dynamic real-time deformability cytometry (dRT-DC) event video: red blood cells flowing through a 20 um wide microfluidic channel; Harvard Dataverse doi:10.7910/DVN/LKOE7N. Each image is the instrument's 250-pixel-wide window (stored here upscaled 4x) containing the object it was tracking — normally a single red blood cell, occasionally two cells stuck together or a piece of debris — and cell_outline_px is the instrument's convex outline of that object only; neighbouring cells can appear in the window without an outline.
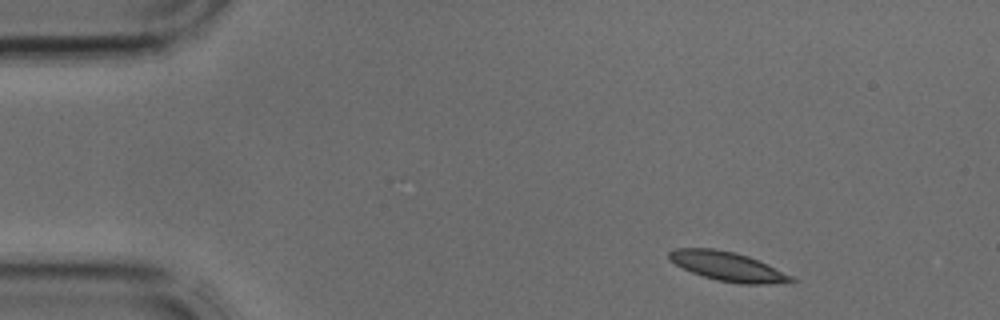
{"species": "common noctule bat (a hibernating species)", "species_latin": "Nyctalus noctula", "temperature_condition": "cold", "stored_images_in_passage": 3, "camera_frame_rate_fps": 3000, "um_per_image_px": 0.085, "animal": {"sex": "male", "body_mass_g": 17.9, "forearm_length_mm": 54.2}, "frame": {"image": 1, "passage_image": 1, "time_ms": 0.0, "image_size_px": [1000, 320], "cell_outline_px": [[796, 280], [768, 284], [740, 284], [716, 280], [692, 272], [676, 264], [668, 256], [668, 252], [676, 248], [712, 248], [732, 252], [748, 256], [792, 276]], "centroid_in_image_um": [61.82, 22.64], "position_along_channel_um": 23.2, "area_um2": 20.23}}